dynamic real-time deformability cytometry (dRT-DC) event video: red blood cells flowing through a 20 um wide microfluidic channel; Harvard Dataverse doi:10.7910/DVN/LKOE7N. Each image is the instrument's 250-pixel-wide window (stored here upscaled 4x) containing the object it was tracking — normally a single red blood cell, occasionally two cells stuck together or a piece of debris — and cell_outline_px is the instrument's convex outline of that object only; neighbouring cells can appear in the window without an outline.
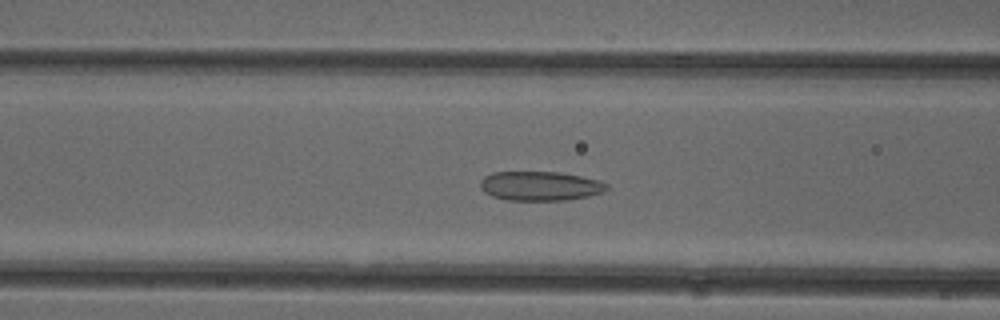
{"species": "common noctule bat (a hibernating species)", "species_latin": "Nyctalus noctula", "temperature_condition": "cold", "stored_images_in_passage": 52, "camera_frame_rate_fps": 3000, "um_per_image_px": 0.085, "animal": {"sex": "female"}, "frame": {"image": 1, "passage_image": 21, "time_ms": 6.667, "image_size_px": [1000, 320], "cell_outline_px": [[608, 188], [604, 192], [588, 196], [564, 200], [508, 200], [492, 196], [484, 192], [480, 188], [480, 180], [484, 176], [492, 172], [560, 172], [600, 180], [608, 184]], "centroid_in_image_um": [45.9, 15.8], "position_along_channel_um": 120.7, "area_um2": 21.68}}
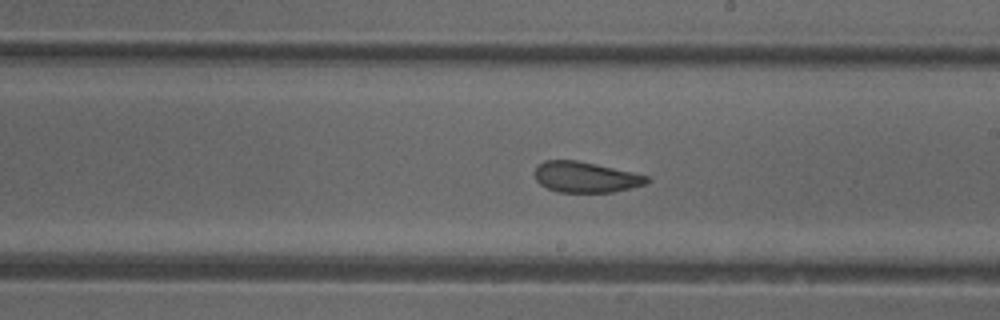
{"frame": {"image": 2, "passage_image": 30, "time_ms": 9.667, "image_size_px": [1000, 320], "cell_outline_px": [[652, 180], [644, 184], [612, 192], [556, 192], [540, 184], [536, 180], [536, 168], [544, 160], [576, 160], [596, 164], [632, 172], [648, 176]], "centroid_in_image_um": [49.77, 15.05], "position_along_channel_um": 239.2, "area_um2": 19.83}}
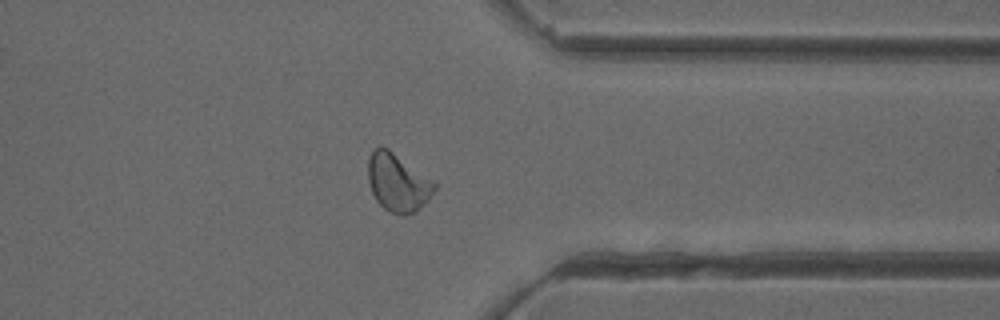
{"frame": {"image": 3, "passage_image": 41, "time_ms": 13.333, "image_size_px": [1000, 320], "cell_outline_px": [[436, 188], [428, 200], [416, 212], [404, 216], [400, 216], [388, 212], [376, 200], [372, 192], [368, 180], [368, 156], [380, 144], [388, 148], [436, 180]], "centroid_in_image_um": [33.83, 15.51], "position_along_channel_um": 377.6, "area_um2": 23.0}, "authors_computed_cell_mechanics": {"area_um2": 22.3108, "velocity_mm_per_s": 3.9518, "shape_relaxation_time_tau1_ms": null, "shape_relaxation_time_tau2_ms": 1.3547, "deformation_change_tau1": null, "deformation_change_tau2": 0.0736}}